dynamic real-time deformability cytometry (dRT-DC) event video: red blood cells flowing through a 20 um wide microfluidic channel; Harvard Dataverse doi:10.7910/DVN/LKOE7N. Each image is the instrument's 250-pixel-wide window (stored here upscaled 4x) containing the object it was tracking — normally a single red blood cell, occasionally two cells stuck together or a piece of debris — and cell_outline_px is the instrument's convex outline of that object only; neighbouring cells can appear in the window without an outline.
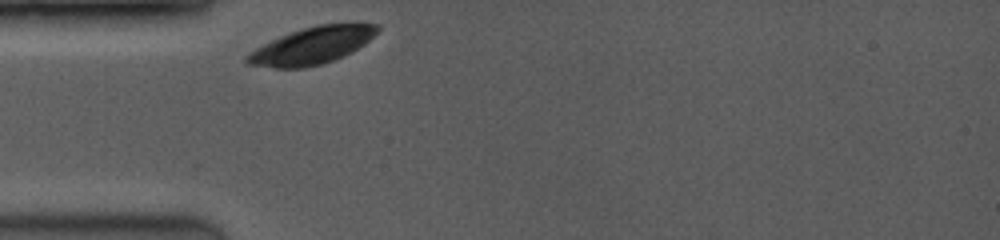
{"species": "common noctule bat (a hibernating species)", "species_latin": "Nyctalus noctula", "temperature_condition": "room temperature", "stored_images_in_passage": 24, "camera_frame_rate_fps": 3500, "um_per_image_px": 0.085, "animal": {"sex": "female", "body_mass_g": 19.0, "forearm_length_mm": 53.3}, "frame": {"image": 1, "passage_image": 1, "time_ms": 0.0, "image_size_px": [1000, 240], "cell_outline_px": [[380, 28], [364, 44], [352, 52], [332, 60], [320, 64], [304, 68], [276, 68], [248, 64], [244, 60], [244, 56], [256, 48], [280, 36], [304, 28], [320, 24], [356, 20], [380, 24]], "centroid_in_image_um": [26.59, 3.83], "position_along_channel_um": 58.4, "area_um2": 28.44}}
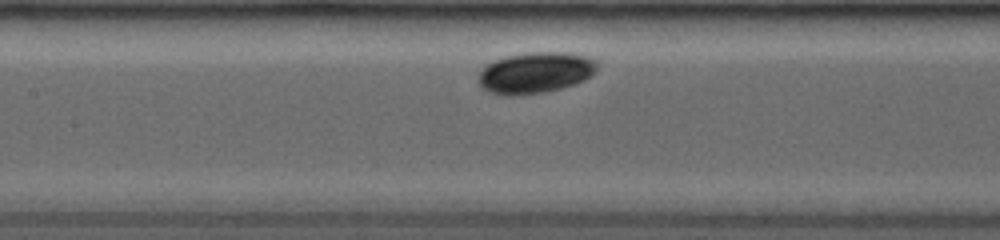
{"frame": {"image": 2, "passage_image": 8, "time_ms": 2.857, "image_size_px": [1000, 240], "cell_outline_px": [[596, 68], [584, 80], [560, 88], [544, 92], [488, 92], [480, 88], [476, 80], [480, 72], [488, 64], [504, 56], [528, 52], [564, 52], [588, 56], [596, 60]], "centroid_in_image_um": [45.49, 6.12], "position_along_channel_um": 161.9, "area_um2": 27.57}}
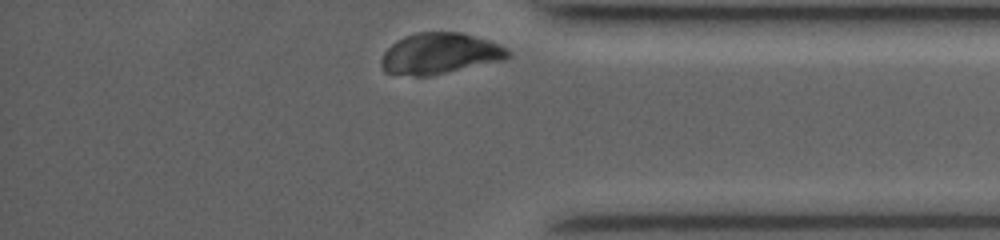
{"frame": {"image": 3, "passage_image": 24, "time_ms": 9.143, "image_size_px": [1000, 240], "cell_outline_px": [[512, 56], [504, 60], [432, 76], [416, 76], [384, 72], [380, 64], [380, 56], [396, 40], [404, 36], [416, 32], [460, 32], [488, 40], [500, 44], [508, 48], [512, 52]], "centroid_in_image_um": [37.4, 4.56], "position_along_channel_um": 397.8, "area_um2": 30.69}}